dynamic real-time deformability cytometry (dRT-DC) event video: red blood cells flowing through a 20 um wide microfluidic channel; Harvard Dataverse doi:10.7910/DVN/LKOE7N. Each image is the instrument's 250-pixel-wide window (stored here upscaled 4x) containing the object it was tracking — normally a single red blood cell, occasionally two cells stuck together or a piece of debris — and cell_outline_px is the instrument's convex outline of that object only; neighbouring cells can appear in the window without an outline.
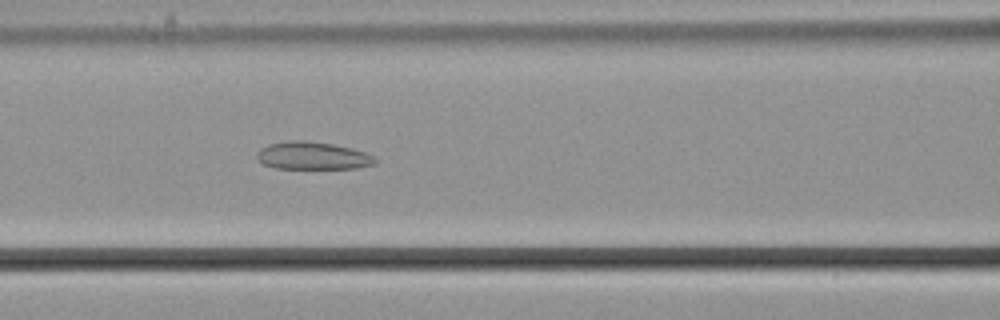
{"species": "common noctule bat (a hibernating species)", "species_latin": "Nyctalus noctula", "temperature_condition": "cold", "stored_images_in_passage": 56, "camera_frame_rate_fps": 3000, "um_per_image_px": 0.085, "animal": {"sex": "male", "body_mass_g": 21.5, "forearm_length_mm": 52.0}, "frame": {"image": 1, "passage_image": 24, "time_ms": 7.667, "image_size_px": [1000, 320], "cell_outline_px": [[376, 164], [356, 168], [276, 168], [264, 164], [256, 156], [260, 148], [268, 144], [288, 140], [304, 140], [332, 144], [352, 148], [376, 156]], "centroid_in_image_um": [26.59, 13.23], "position_along_channel_um": 140.0, "area_um2": 19.02}}
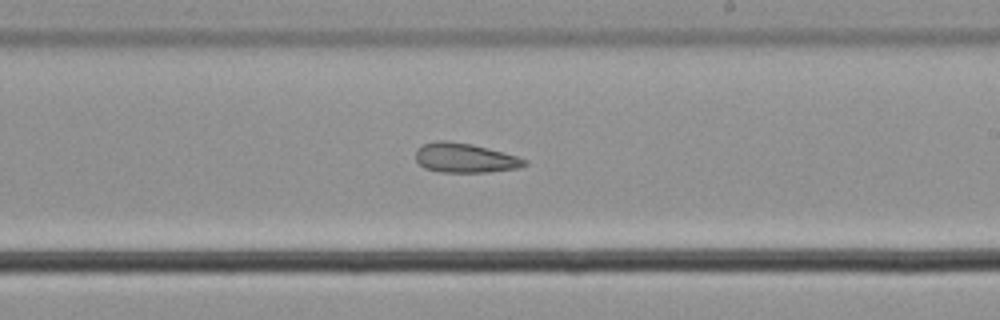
{"frame": {"image": 2, "passage_image": 33, "time_ms": 10.667, "image_size_px": [1000, 320], "cell_outline_px": [[528, 164], [520, 168], [488, 172], [440, 172], [424, 168], [416, 160], [416, 148], [424, 144], [436, 140], [448, 140], [472, 144], [488, 148], [516, 156], [528, 160]], "centroid_in_image_um": [39.52, 13.42], "position_along_channel_um": 249.5, "area_um2": 18.84}}
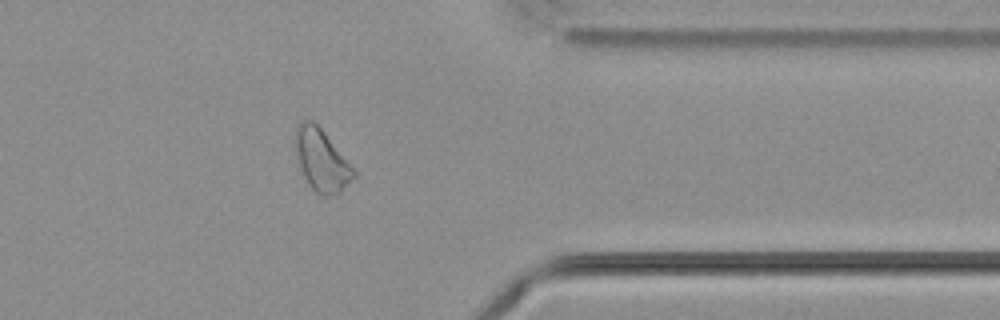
{"frame": {"image": 3, "passage_image": 45, "time_ms": 14.667, "image_size_px": [1000, 320], "cell_outline_px": [[356, 176], [340, 192], [328, 196], [320, 196], [308, 184], [300, 168], [296, 148], [296, 128], [300, 120], [312, 120], [320, 128], [356, 172]], "centroid_in_image_um": [27.32, 13.64], "position_along_channel_um": 384.1, "area_um2": 20.46}, "authors_computed_cell_mechanics": {"area_um2": 22.3686, "velocity_mm_per_s": 3.6585, "shape_relaxation_time_tau1_ms": null, "shape_relaxation_time_tau2_ms": 6.4726, "deformation_change_tau1": null, "deformation_change_tau2": 0.1343}}